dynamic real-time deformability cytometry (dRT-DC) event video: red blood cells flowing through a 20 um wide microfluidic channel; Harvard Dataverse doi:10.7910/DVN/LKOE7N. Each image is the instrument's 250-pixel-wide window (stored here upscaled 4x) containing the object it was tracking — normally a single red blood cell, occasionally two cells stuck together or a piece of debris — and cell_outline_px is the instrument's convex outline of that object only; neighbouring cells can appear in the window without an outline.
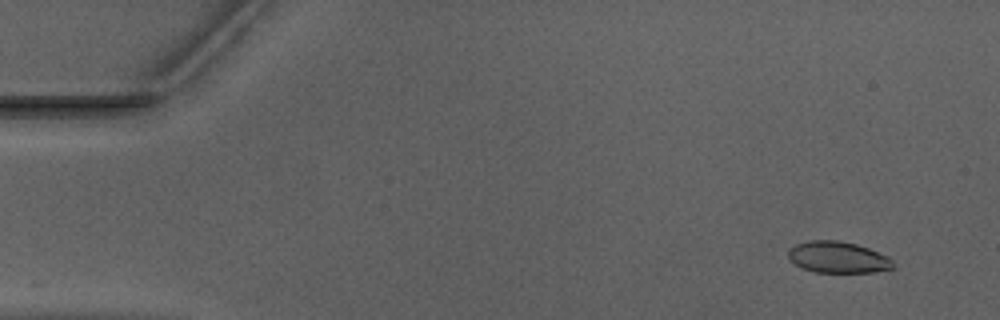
{"species": "Egyptian fruit bat (a non-hibernating species)", "species_latin": "Rousettus aegyptiacus", "temperature_condition": "warm", "stored_images_in_passage": 52, "camera_frame_rate_fps": 3000, "um_per_image_px": 0.085, "animal": {"sex": "male"}, "frame": {"image": 1, "passage_image": 4, "time_ms": 1.0, "image_size_px": [1000, 320], "cell_outline_px": [[896, 268], [872, 272], [816, 272], [804, 268], [796, 264], [788, 256], [788, 248], [796, 244], [808, 240], [840, 240], [856, 244], [868, 248], [888, 256], [892, 260]], "centroid_in_image_um": [71.24, 21.86], "position_along_channel_um": 13.8, "area_um2": 19.19}}
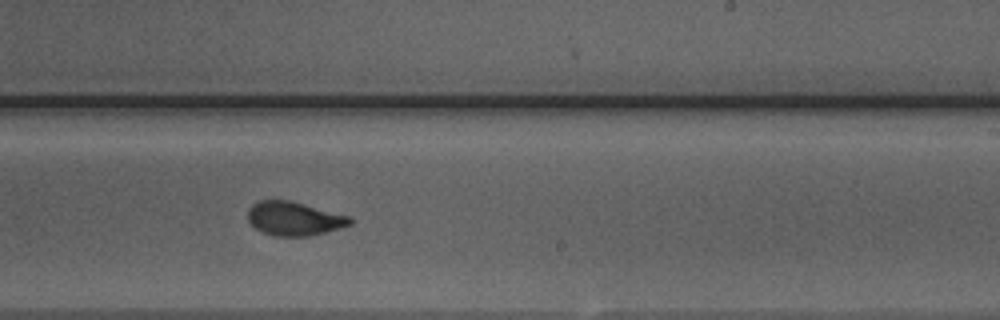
{"frame": {"image": 2, "passage_image": 32, "time_ms": 10.333, "image_size_px": [1000, 320], "cell_outline_px": [[352, 224], [324, 232], [308, 236], [272, 236], [256, 228], [248, 220], [248, 208], [256, 200], [292, 200], [352, 216]], "centroid_in_image_um": [25.01, 18.56], "position_along_channel_um": 264.0, "area_um2": 20.35}}
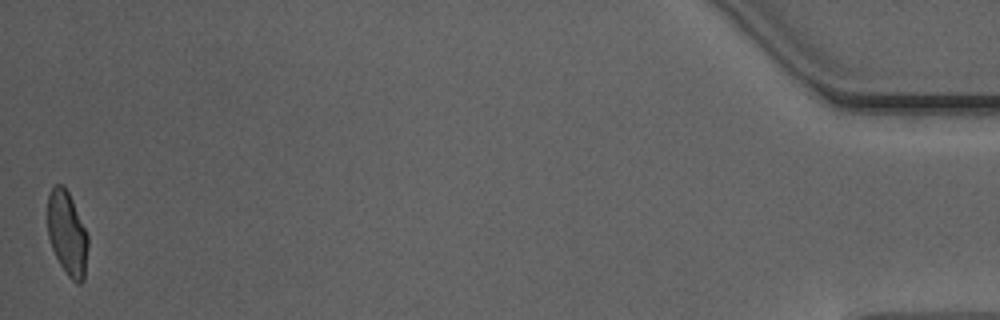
{"frame": {"image": 3, "passage_image": 52, "time_ms": 17.0, "image_size_px": [1000, 320], "cell_outline_px": [[88, 248], [84, 280], [80, 284], [76, 284], [68, 276], [60, 264], [52, 248], [48, 236], [48, 192], [56, 184], [64, 184], [72, 200], [88, 236]], "centroid_in_image_um": [5.71, 19.86], "position_along_channel_um": 429.5, "area_um2": 19.77}, "authors_computed_cell_mechanics": {"area_um2": 20.4612, "velocity_mm_per_s": 3.9596, "shape_relaxation_time_tau1_ms": 3.9063, "shape_relaxation_time_tau2_ms": 0.8293, "deformation_change_tau1": 0.1588, "deformation_change_tau2": 0.0621}}